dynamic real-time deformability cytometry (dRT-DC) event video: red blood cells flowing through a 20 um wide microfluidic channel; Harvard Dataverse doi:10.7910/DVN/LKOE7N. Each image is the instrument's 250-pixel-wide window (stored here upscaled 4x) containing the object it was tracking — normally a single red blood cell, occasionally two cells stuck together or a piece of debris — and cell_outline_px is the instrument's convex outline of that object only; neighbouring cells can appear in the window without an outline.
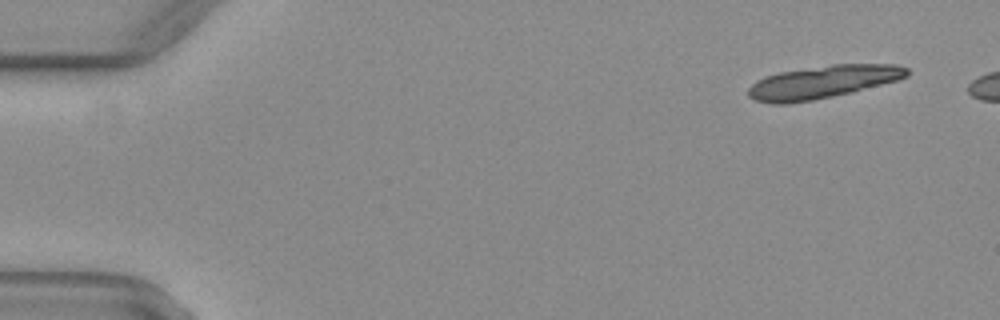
{"species": "common noctule bat (a hibernating species)", "species_latin": "Nyctalus noctula", "temperature_condition": "warm", "stored_images_in_passage": 16, "camera_frame_rate_fps": 3000, "um_per_image_px": 0.085, "animal": {"sex": "female", "body_mass_g": 29.2, "forearm_length_mm": 56.3}, "frame": {"image": 1, "passage_image": 1, "time_ms": 0.0, "image_size_px": [1000, 320], "cell_outline_px": [[908, 76], [896, 80], [852, 92], [812, 100], [788, 104], [772, 104], [756, 100], [748, 96], [748, 88], [756, 80], [764, 76], [780, 72], [832, 64], [896, 64], [908, 68]], "centroid_in_image_um": [69.9, 6.97], "position_along_channel_um": 15.1, "area_um2": 30.23}}